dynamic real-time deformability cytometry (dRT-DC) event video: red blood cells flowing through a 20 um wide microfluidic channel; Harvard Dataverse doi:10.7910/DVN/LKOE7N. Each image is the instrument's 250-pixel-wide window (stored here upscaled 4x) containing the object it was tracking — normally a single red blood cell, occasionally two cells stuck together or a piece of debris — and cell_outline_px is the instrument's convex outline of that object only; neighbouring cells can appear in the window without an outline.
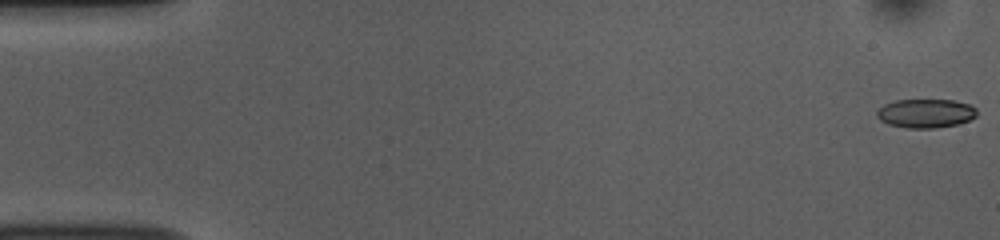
{"species": "common noctule bat (a hibernating species)", "species_latin": "Nyctalus noctula", "temperature_condition": "room temperature", "stored_images_in_passage": 53, "camera_frame_rate_fps": 3000, "um_per_image_px": 0.085, "animal": {"sex": "female", "body_mass_g": 10.0, "forearm_length_mm": 53.1}, "frame": {"image": 1, "passage_image": 1, "time_ms": 0.0, "image_size_px": [1000, 240], "cell_outline_px": [[976, 116], [968, 120], [956, 124], [932, 128], [908, 128], [888, 124], [880, 120], [876, 116], [876, 112], [884, 104], [896, 100], [952, 100], [968, 104], [976, 108]], "centroid_in_image_um": [78.65, 9.63], "position_along_channel_um": 6.4, "area_um2": 16.65}}
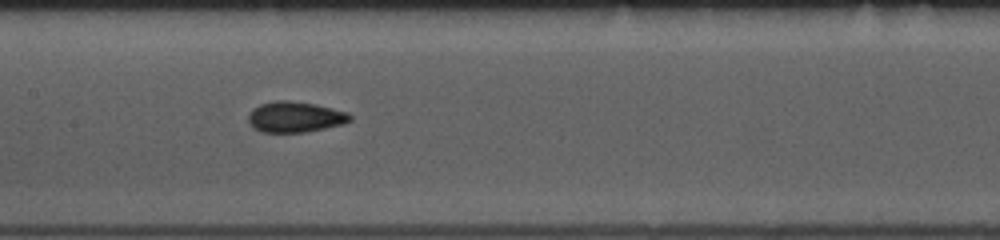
{"frame": {"image": 2, "passage_image": 26, "time_ms": 8.333, "image_size_px": [1000, 240], "cell_outline_px": [[352, 120], [344, 124], [304, 132], [260, 132], [248, 120], [248, 116], [252, 108], [260, 104], [276, 100], [288, 100], [316, 104], [348, 112], [352, 116]], "centroid_in_image_um": [25.1, 9.93], "position_along_channel_um": 182.3, "area_um2": 18.21}}
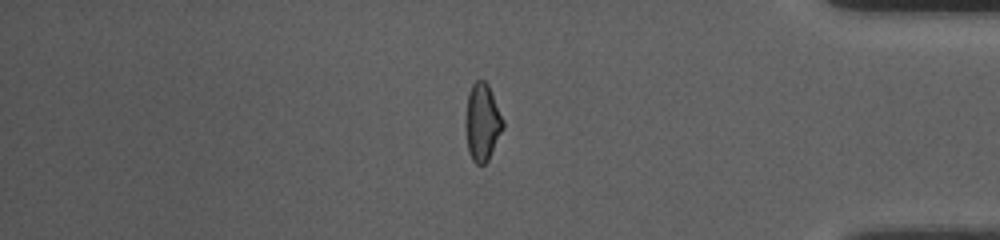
{"frame": {"image": 3, "passage_image": 45, "time_ms": 14.667, "image_size_px": [1000, 240], "cell_outline_px": [[504, 128], [488, 160], [484, 164], [476, 164], [472, 160], [468, 152], [468, 92], [472, 84], [476, 80], [484, 80], [488, 84], [504, 120]], "centroid_in_image_um": [41.05, 10.39], "position_along_channel_um": 394.2, "area_um2": 16.3}, "authors_computed_cell_mechanics": {"area_um2": 17.34, "velocity_mm_per_s": 3.7872, "shape_relaxation_time_tau1_ms": 2.4895, "shape_relaxation_time_tau2_ms": 1.7048, "deformation_change_tau1": 0.1144, "deformation_change_tau2": 0.0807}}